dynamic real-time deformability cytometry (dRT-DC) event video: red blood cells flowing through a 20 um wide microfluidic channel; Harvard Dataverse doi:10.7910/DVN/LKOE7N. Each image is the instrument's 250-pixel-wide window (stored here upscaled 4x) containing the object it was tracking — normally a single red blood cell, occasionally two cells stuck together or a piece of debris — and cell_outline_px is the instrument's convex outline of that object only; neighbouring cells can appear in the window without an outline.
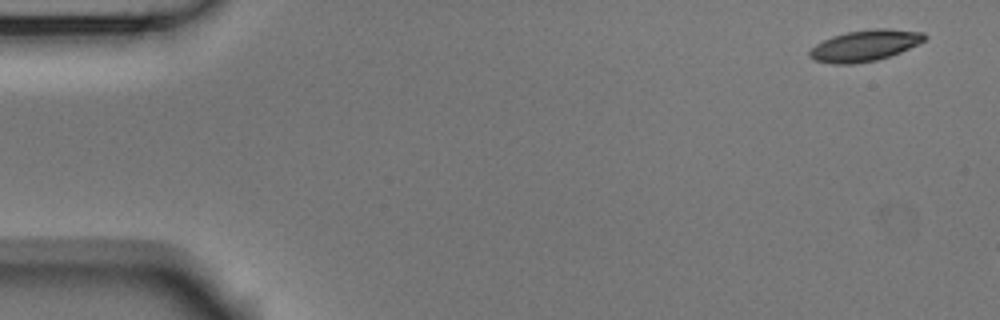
{"species": "Egyptian fruit bat (a non-hibernating species)", "species_latin": "Rousettus aegyptiacus", "temperature_condition": "room temperature", "stored_images_in_passage": 3, "camera_frame_rate_fps": 3000, "um_per_image_px": 0.085, "animal": {"sex": "male"}, "frame": {"image": 1, "passage_image": 1, "time_ms": 0.0, "image_size_px": [1000, 320], "cell_outline_px": [[928, 36], [924, 40], [900, 52], [876, 60], [852, 64], [832, 64], [812, 60], [808, 56], [808, 52], [816, 44], [832, 36], [848, 32], [872, 28], [888, 28], [924, 32]], "centroid_in_image_um": [73.48, 3.87], "position_along_channel_um": 11.5, "area_um2": 20.87}}